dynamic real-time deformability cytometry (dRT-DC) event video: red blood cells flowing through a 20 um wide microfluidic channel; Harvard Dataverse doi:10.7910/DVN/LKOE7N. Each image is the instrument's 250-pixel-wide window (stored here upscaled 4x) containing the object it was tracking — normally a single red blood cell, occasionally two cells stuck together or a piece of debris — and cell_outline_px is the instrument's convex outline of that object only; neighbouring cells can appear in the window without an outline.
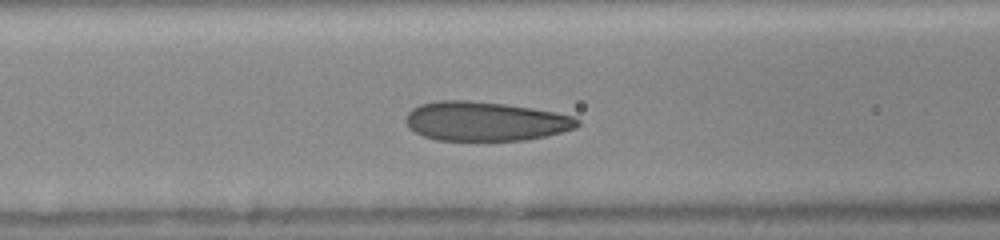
{"species": "human", "species_latin": "Homo sapiens", "temperature_condition": "room temperature", "stored_images_in_passage": 35, "camera_frame_rate_fps": 3000, "um_per_image_px": 0.085, "donor": {"sex": "female"}, "frame": {"image": 1, "passage_image": 16, "time_ms": 5.0, "image_size_px": [1000, 240], "cell_outline_px": [[580, 124], [576, 128], [548, 136], [524, 140], [436, 140], [424, 136], [408, 128], [404, 120], [408, 112], [412, 108], [420, 104], [440, 100], [468, 100], [504, 104], [532, 108], [556, 112], [572, 116], [580, 120]], "centroid_in_image_um": [41.24, 10.31], "position_along_channel_um": 125.4, "area_um2": 39.42}}
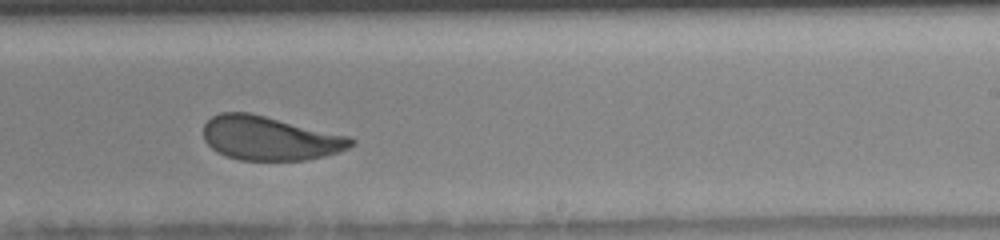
{"frame": {"image": 2, "passage_image": 26, "time_ms": 8.333, "image_size_px": [1000, 240], "cell_outline_px": [[356, 144], [340, 152], [324, 156], [304, 160], [240, 160], [224, 156], [216, 152], [204, 140], [204, 124], [212, 116], [220, 112], [248, 112], [348, 136], [356, 140]], "centroid_in_image_um": [22.92, 11.76], "position_along_channel_um": 266.1, "area_um2": 37.8}}
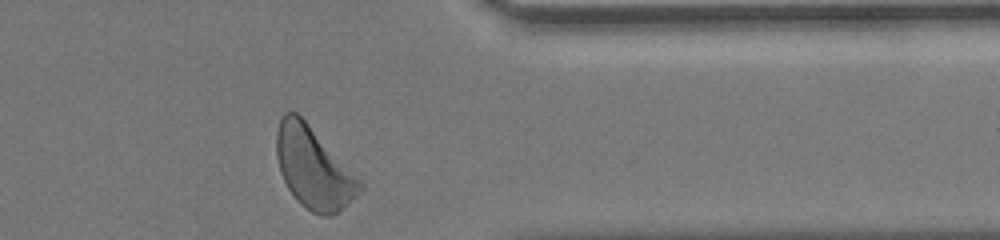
{"frame": {"image": 3, "passage_image": 35, "time_ms": 11.333, "image_size_px": [1000, 240], "cell_outline_px": [[364, 188], [356, 196], [332, 216], [324, 216], [312, 212], [300, 204], [296, 200], [288, 188], [280, 172], [276, 156], [276, 132], [280, 120], [284, 112], [296, 112], [304, 120], [364, 184]], "centroid_in_image_um": [26.62, 14.29], "position_along_channel_um": 384.8, "area_um2": 38.78}}